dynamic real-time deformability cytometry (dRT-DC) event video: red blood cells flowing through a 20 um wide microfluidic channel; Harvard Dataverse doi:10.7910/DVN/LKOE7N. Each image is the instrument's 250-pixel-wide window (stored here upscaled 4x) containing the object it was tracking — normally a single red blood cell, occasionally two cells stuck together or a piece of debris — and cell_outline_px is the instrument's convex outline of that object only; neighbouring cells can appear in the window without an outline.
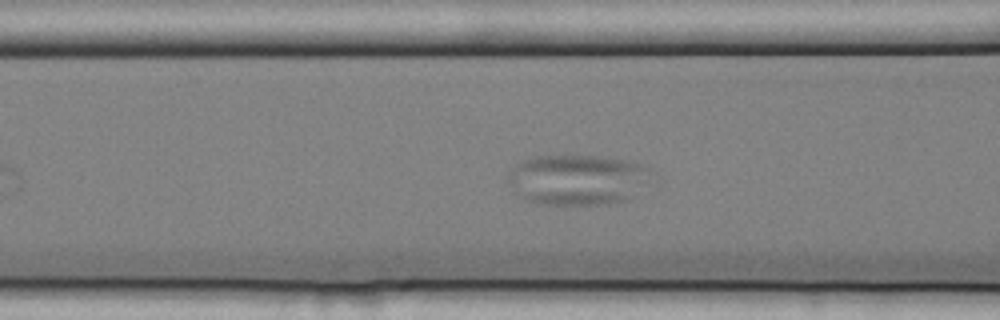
{"species": "common noctule bat (a hibernating species)", "species_latin": "Nyctalus noctula", "temperature_condition": "cold", "stored_images_in_passage": 8, "camera_frame_rate_fps": 3000, "um_per_image_px": 0.085, "animal": {"sex": "female", "body_mass_g": 25.1}, "frame": {"image": 1, "passage_image": 6, "time_ms": 1.667, "image_size_px": [1000, 320], "cell_outline_px": [[660, 184], [628, 200], [608, 204], [544, 204], [528, 200], [508, 180], [508, 176], [512, 168], [516, 164], [524, 160], [536, 156], [596, 156], [628, 160], [640, 164], [656, 172]], "centroid_in_image_um": [49.38, 15.27], "position_along_channel_um": 117.2, "area_um2": 43.12}}